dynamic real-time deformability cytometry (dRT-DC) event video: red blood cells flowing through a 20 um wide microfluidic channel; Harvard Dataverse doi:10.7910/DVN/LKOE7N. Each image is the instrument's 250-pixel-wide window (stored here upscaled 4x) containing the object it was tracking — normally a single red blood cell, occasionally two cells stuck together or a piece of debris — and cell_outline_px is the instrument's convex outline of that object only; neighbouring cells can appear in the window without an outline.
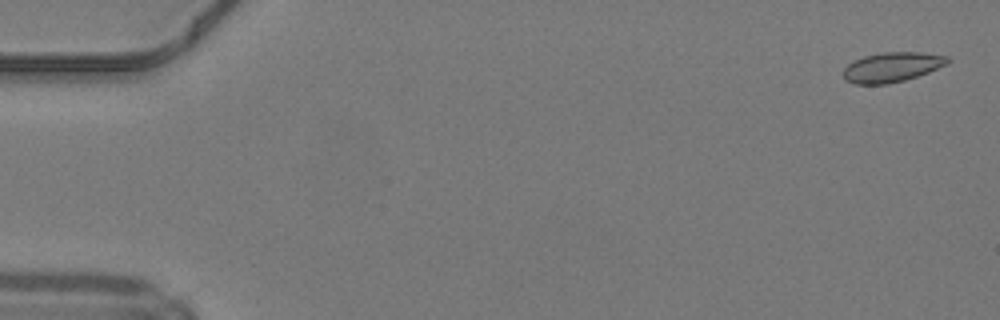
{"species": "common noctule bat (a hibernating species)", "species_latin": "Nyctalus noctula", "temperature_condition": "warm", "stored_images_in_passage": 50, "camera_frame_rate_fps": 3000, "um_per_image_px": 0.085, "animal": {"sex": "male", "body_mass_g": 19.2, "forearm_length_mm": 51.8}, "frame": {"image": 1, "passage_image": 2, "time_ms": 0.333, "image_size_px": [1000, 320], "cell_outline_px": [[952, 60], [948, 64], [928, 72], [904, 80], [888, 84], [856, 84], [844, 80], [844, 68], [848, 64], [864, 56], [880, 52], [920, 52], [948, 56]], "centroid_in_image_um": [75.84, 5.7], "position_along_channel_um": 9.2, "area_um2": 18.09}}
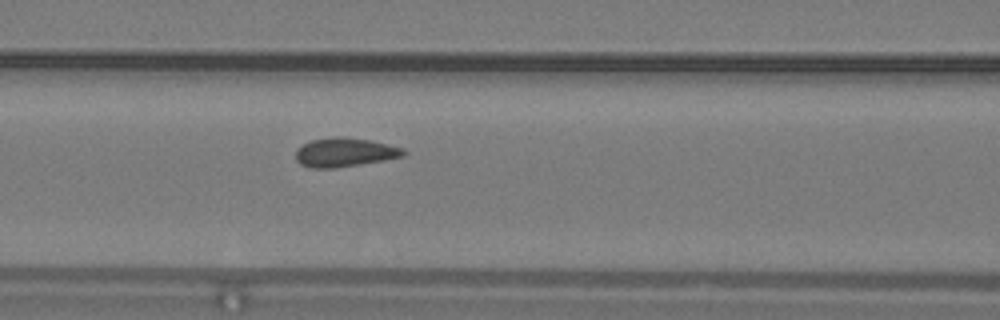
{"frame": {"image": 2, "passage_image": 22, "time_ms": 7.0, "image_size_px": [1000, 320], "cell_outline_px": [[408, 152], [404, 156], [384, 160], [336, 168], [308, 168], [300, 164], [296, 160], [296, 148], [312, 140], [332, 136], [340, 136], [368, 140], [388, 144], [404, 148]], "centroid_in_image_um": [29.29, 12.95], "position_along_channel_um": 137.3, "area_um2": 18.32}}
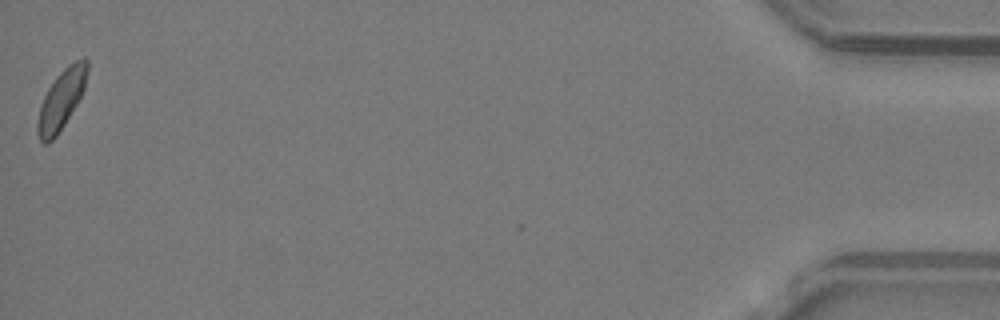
{"frame": {"image": 3, "passage_image": 50, "time_ms": 16.333, "image_size_px": [1000, 320], "cell_outline_px": [[88, 72], [84, 88], [76, 104], [64, 124], [56, 136], [48, 144], [44, 144], [40, 140], [36, 128], [36, 124], [40, 104], [48, 88], [56, 76], [68, 64], [84, 56], [88, 60]], "centroid_in_image_um": [5.2, 8.44], "position_along_channel_um": 430.0, "area_um2": 17.22}}